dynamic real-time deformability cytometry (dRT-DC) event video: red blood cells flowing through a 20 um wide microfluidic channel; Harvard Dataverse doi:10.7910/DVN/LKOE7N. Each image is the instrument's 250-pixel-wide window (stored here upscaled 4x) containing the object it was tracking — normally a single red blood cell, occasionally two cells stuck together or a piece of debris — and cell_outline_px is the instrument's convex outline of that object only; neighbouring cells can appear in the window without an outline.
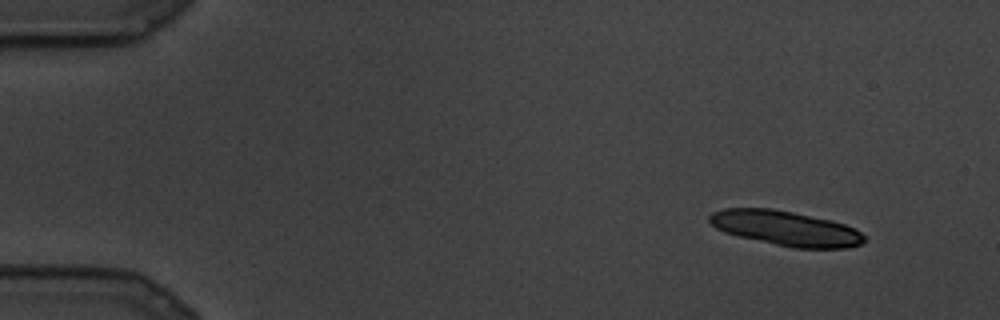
{"species": "common noctule bat (a hibernating species)", "species_latin": "Nyctalus noctula", "temperature_condition": "cold", "stored_images_in_passage": 22, "camera_frame_rate_fps": 3000, "um_per_image_px": 0.085, "animal": {"sex": "male", "body_mass_g": 19.5, "forearm_length_mm": 54.6}, "frame": {"image": 1, "passage_image": 1, "time_ms": 0.0, "image_size_px": [1000, 320], "cell_outline_px": [[864, 240], [860, 244], [848, 248], [792, 248], [740, 236], [724, 232], [716, 228], [708, 220], [708, 216], [712, 212], [724, 208], [772, 208], [832, 220], [856, 228], [864, 236]], "centroid_in_image_um": [66.78, 19.4], "position_along_channel_um": 18.2, "area_um2": 31.33}}